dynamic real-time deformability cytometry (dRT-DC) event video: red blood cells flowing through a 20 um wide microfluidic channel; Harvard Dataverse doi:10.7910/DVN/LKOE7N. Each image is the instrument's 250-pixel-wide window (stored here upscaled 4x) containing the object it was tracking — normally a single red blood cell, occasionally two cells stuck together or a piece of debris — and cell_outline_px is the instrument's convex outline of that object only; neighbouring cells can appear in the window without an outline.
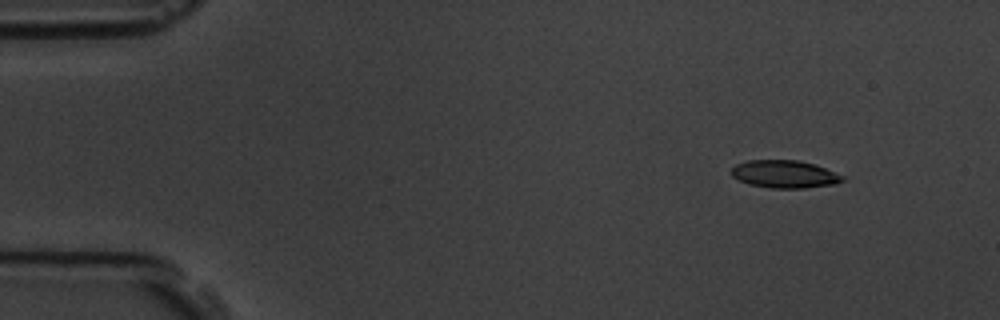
{"species": "common noctule bat (a hibernating species)", "species_latin": "Nyctalus noctula", "temperature_condition": "room temperature", "stored_images_in_passage": 6, "camera_frame_rate_fps": 3000, "um_per_image_px": 0.085, "animal": {"sex": "male", "body_mass_g": 19.5, "forearm_length_mm": 54.6}, "frame": {"image": 1, "passage_image": 2, "time_ms": 1.0, "image_size_px": [1000, 320], "cell_outline_px": [[844, 180], [836, 184], [804, 188], [772, 188], [748, 184], [732, 176], [728, 172], [736, 164], [748, 160], [800, 160], [816, 164], [844, 176]], "centroid_in_image_um": [66.68, 14.79], "position_along_channel_um": 18.3, "area_um2": 18.09}}
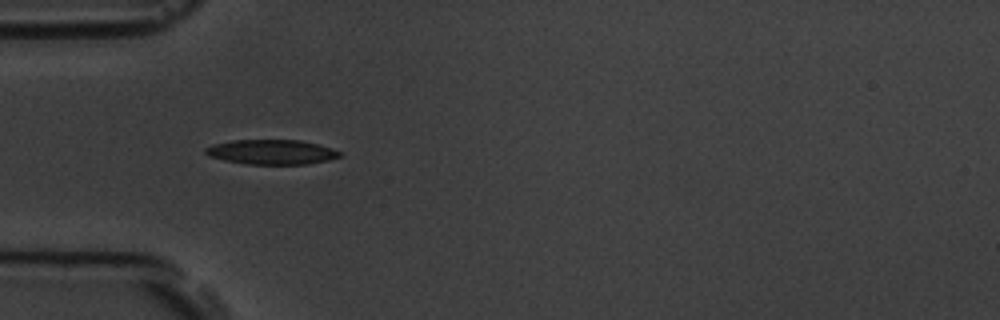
{"frame": {"image": 2, "passage_image": 5, "time_ms": 4.667, "image_size_px": [1000, 320], "cell_outline_px": [[340, 156], [328, 160], [308, 164], [248, 164], [224, 160], [208, 156], [204, 152], [204, 148], [212, 144], [232, 140], [300, 140], [332, 148], [340, 152]], "centroid_in_image_um": [23.03, 12.92], "position_along_channel_um": 62.0, "area_um2": 19.31}}
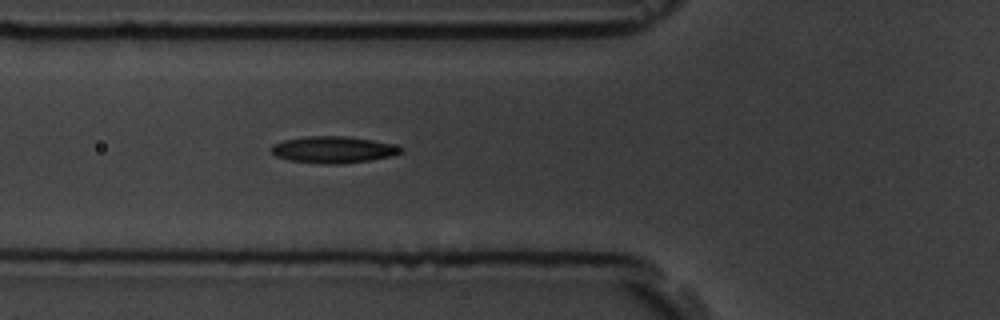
{"frame": {"image": 3, "passage_image": 6, "time_ms": 5.667, "image_size_px": [1000, 320], "cell_outline_px": [[404, 152], [392, 156], [368, 160], [336, 164], [324, 164], [292, 160], [276, 156], [268, 148], [272, 144], [284, 140], [304, 136], [344, 136], [372, 140], [392, 144], [404, 148]], "centroid_in_image_um": [28.32, 12.71], "position_along_channel_um": 97.5, "area_um2": 20.06}}